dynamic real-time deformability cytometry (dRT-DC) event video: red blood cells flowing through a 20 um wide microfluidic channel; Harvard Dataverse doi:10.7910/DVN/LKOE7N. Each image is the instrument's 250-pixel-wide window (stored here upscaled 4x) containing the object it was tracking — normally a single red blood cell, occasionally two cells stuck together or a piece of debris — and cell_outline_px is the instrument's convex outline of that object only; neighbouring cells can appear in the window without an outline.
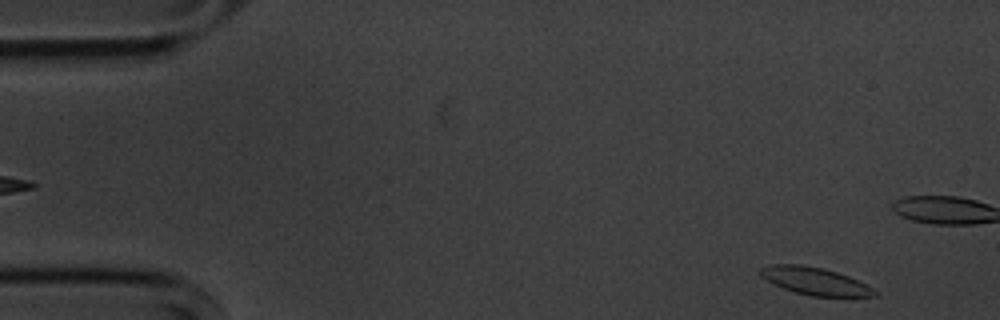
{"species": "common noctule bat (a hibernating species)", "species_latin": "Nyctalus noctula", "temperature_condition": "cold", "stored_images_in_passage": 4, "camera_frame_rate_fps": 3000, "um_per_image_px": 0.085, "animal": {"sex": "male", "body_mass_g": 20.1, "forearm_length_mm": 53.5}, "frame": {"image": 1, "passage_image": 4, "time_ms": 3.667, "image_size_px": [1000, 320], "cell_outline_px": [[880, 296], [812, 296], [796, 292], [784, 288], [760, 276], [756, 272], [760, 268], [772, 264], [800, 264], [824, 268], [848, 276], [872, 288]], "centroid_in_image_um": [69.23, 23.87], "position_along_channel_um": 15.8, "area_um2": 18.03}}